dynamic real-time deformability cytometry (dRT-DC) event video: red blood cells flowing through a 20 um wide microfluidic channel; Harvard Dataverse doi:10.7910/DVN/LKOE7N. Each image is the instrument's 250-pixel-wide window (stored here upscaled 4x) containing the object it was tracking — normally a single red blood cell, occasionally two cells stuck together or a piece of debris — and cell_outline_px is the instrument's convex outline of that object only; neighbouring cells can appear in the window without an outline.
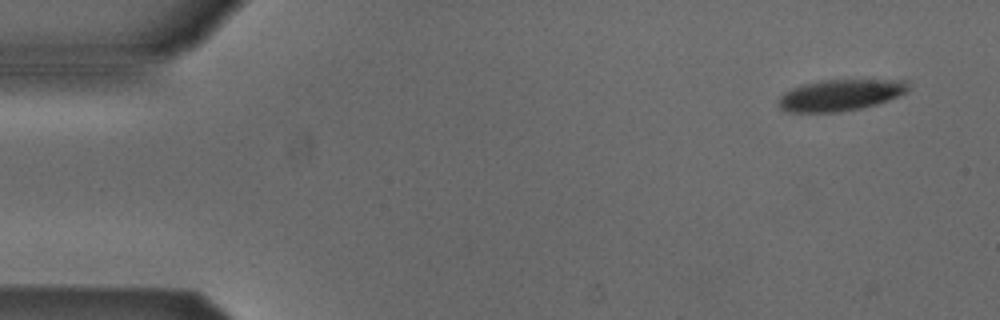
{"species": "Egyptian fruit bat (a non-hibernating species)", "species_latin": "Rousettus aegyptiacus", "temperature_condition": "cold", "stored_images_in_passage": 4, "camera_frame_rate_fps": 3000, "um_per_image_px": 0.085, "animal": {"sex": "male"}, "frame": {"image": 1, "passage_image": 1, "time_ms": 0.0, "image_size_px": [1000, 320], "cell_outline_px": [[912, 88], [908, 92], [888, 100], [876, 104], [860, 108], [836, 112], [788, 112], [780, 108], [776, 104], [776, 100], [784, 92], [800, 84], [820, 80], [908, 80]], "centroid_in_image_um": [71.42, 8.07], "position_along_channel_um": 13.6, "area_um2": 24.04}}
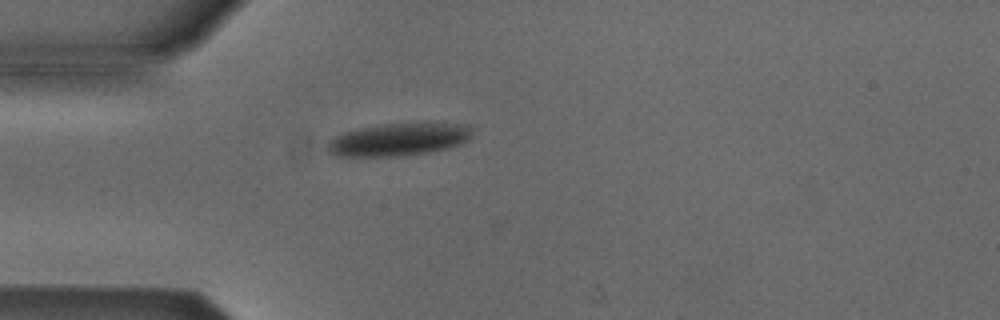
{"frame": {"image": 2, "passage_image": 4, "time_ms": 3.667, "image_size_px": [1000, 320], "cell_outline_px": [[472, 136], [468, 140], [460, 144], [448, 148], [428, 152], [400, 156], [332, 156], [328, 152], [328, 140], [344, 132], [360, 128], [384, 124], [424, 120], [472, 124]], "centroid_in_image_um": [33.99, 11.8], "position_along_channel_um": 51.0, "area_um2": 28.61}}